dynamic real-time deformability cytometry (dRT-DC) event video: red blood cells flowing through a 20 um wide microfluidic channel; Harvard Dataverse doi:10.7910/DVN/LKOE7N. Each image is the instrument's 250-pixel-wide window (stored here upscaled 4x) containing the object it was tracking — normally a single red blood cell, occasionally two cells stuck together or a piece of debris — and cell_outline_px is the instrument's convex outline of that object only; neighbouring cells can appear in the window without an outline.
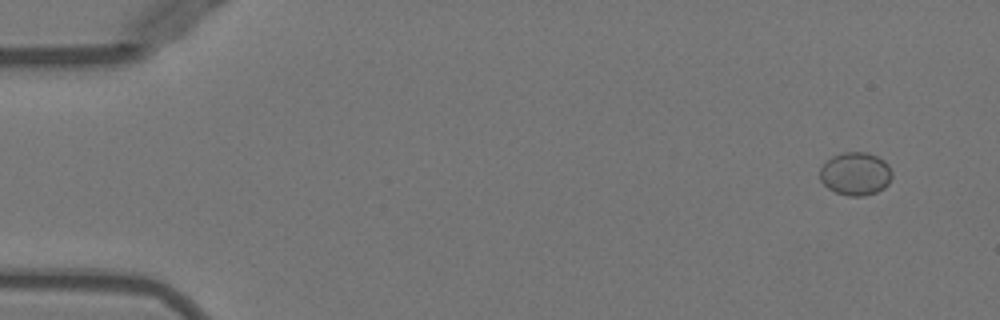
{"species": "Egyptian fruit bat (a non-hibernating species)", "species_latin": "Rousettus aegyptiacus", "temperature_condition": "warm", "stored_images_in_passage": 49, "camera_frame_rate_fps": 3000, "um_per_image_px": 0.085, "animal": {"sex": "female"}, "frame": {"image": 1, "passage_image": 1, "time_ms": 0.0, "image_size_px": [1000, 320], "cell_outline_px": [[892, 176], [888, 184], [884, 188], [876, 192], [864, 196], [848, 196], [836, 192], [828, 188], [820, 180], [820, 168], [832, 156], [840, 152], [868, 152], [884, 160], [888, 164], [892, 172]], "centroid_in_image_um": [72.73, 14.76], "position_along_channel_um": 12.3, "area_um2": 18.21}}
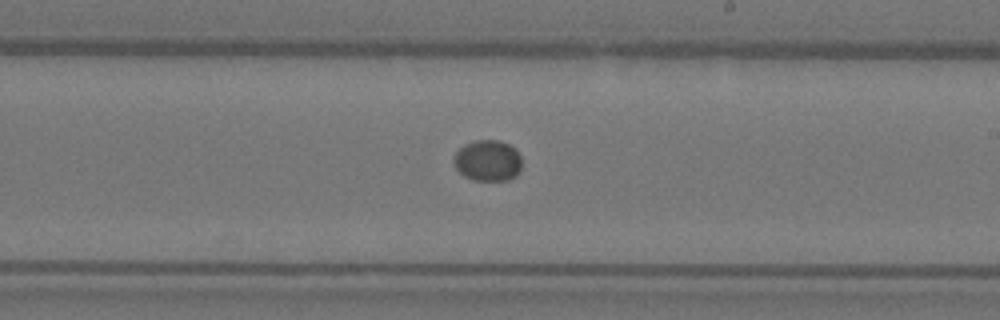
{"frame": {"image": 2, "passage_image": 28, "time_ms": 9.0, "image_size_px": [1000, 320], "cell_outline_px": [[520, 172], [516, 176], [508, 180], [472, 180], [464, 176], [456, 168], [452, 160], [456, 152], [464, 144], [476, 140], [500, 140], [516, 148], [520, 156]], "centroid_in_image_um": [41.46, 13.65], "position_along_channel_um": 247.5, "area_um2": 16.42}}
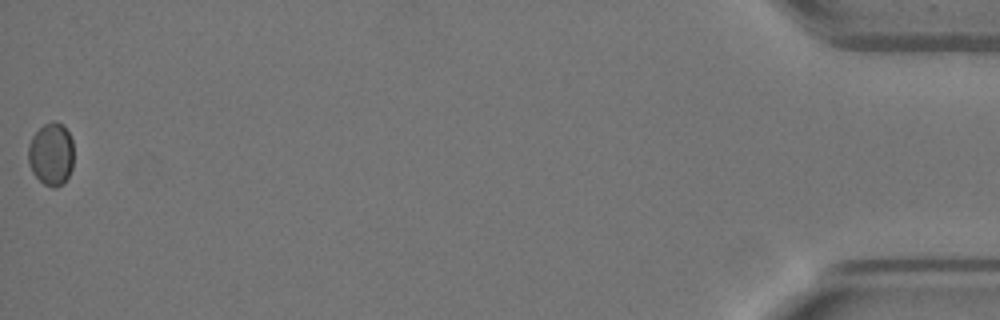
{"frame": {"image": 3, "passage_image": 49, "time_ms": 16.0, "image_size_px": [1000, 320], "cell_outline_px": [[72, 168], [68, 176], [56, 188], [52, 188], [44, 184], [32, 172], [28, 164], [28, 144], [32, 136], [44, 124], [52, 120], [56, 120], [64, 124], [72, 140]], "centroid_in_image_um": [4.33, 13.06], "position_along_channel_um": 430.9, "area_um2": 16.7}}